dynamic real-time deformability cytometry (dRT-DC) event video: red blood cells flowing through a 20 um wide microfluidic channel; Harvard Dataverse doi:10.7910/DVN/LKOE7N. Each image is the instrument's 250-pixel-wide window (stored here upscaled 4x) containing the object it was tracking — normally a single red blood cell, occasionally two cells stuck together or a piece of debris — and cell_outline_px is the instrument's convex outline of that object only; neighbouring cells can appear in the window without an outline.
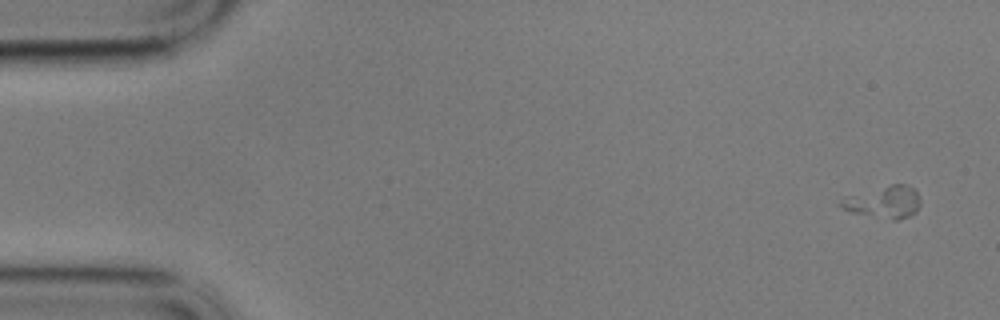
{"species": "common noctule bat (a hibernating species)", "species_latin": "Nyctalus noctula", "temperature_condition": "cold", "stored_images_in_passage": 5, "camera_frame_rate_fps": 3000, "um_per_image_px": 0.085, "animal": {"sex": "male", "body_mass_g": 17.9}, "frame": {"image": 1, "passage_image": 1, "time_ms": 0.0, "image_size_px": [1000, 320], "cell_outline_px": [[920, 204], [916, 212], [908, 216], [896, 220], [892, 220], [852, 212], [836, 204], [852, 196], [892, 184], [904, 184], [912, 188], [920, 196]], "centroid_in_image_um": [75.21, 17.2], "position_along_channel_um": 9.8, "area_um2": 14.28}}